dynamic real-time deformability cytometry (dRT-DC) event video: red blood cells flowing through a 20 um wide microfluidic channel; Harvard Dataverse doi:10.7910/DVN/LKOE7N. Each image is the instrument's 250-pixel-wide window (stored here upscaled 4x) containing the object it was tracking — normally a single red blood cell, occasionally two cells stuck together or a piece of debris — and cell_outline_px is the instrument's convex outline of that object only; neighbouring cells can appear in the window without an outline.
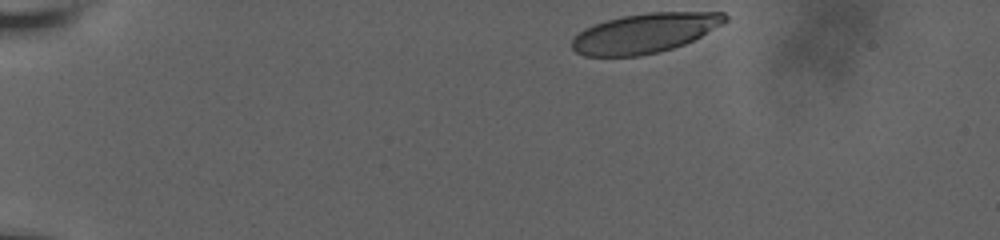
{"species": "human", "species_latin": "Homo sapiens", "temperature_condition": "room temperature", "stored_images_in_passage": 39, "camera_frame_rate_fps": 3000, "um_per_image_px": 0.085, "donor": {"sex": "male"}, "frame": {"image": 1, "passage_image": 1, "time_ms": 0.0, "image_size_px": [1000, 240], "cell_outline_px": [[728, 20], [724, 24], [684, 44], [660, 52], [640, 56], [584, 56], [576, 52], [572, 48], [572, 40], [584, 28], [608, 20], [624, 16], [648, 12], [724, 12], [728, 16]], "centroid_in_image_um": [54.84, 2.81], "position_along_channel_um": 30.2, "area_um2": 35.2}}
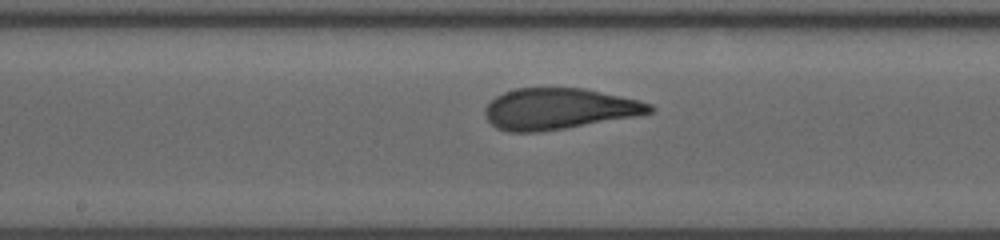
{"frame": {"image": 2, "passage_image": 22, "time_ms": 7.0, "image_size_px": [1000, 240], "cell_outline_px": [[656, 108], [652, 112], [636, 116], [540, 132], [508, 132], [496, 128], [484, 116], [484, 108], [496, 96], [504, 92], [516, 88], [584, 88], [636, 100], [652, 104]], "centroid_in_image_um": [47.47, 9.25], "position_along_channel_um": 200.7, "area_um2": 39.25}}
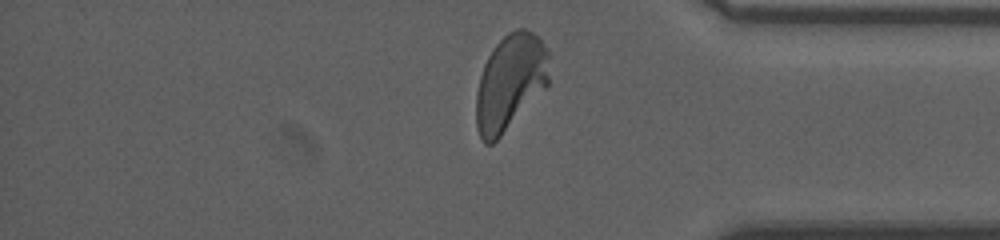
{"frame": {"image": 3, "passage_image": 38, "time_ms": 12.333, "image_size_px": [1000, 240], "cell_outline_px": [[548, 84], [500, 136], [492, 144], [484, 144], [476, 128], [476, 92], [480, 76], [484, 64], [488, 56], [496, 44], [508, 32], [516, 28], [524, 28], [532, 32], [548, 48]], "centroid_in_image_um": [43.34, 6.97], "position_along_channel_um": 391.9, "area_um2": 40.34}, "authors_computed_cell_mechanics": {"area_um2": 39.2462, "velocity_mm_per_s": 3.8111, "shape_relaxation_time_tau1_ms": 2.9243, "shape_relaxation_time_tau2_ms": null, "deformation_change_tau1": 0.176, "deformation_change_tau2": null}}